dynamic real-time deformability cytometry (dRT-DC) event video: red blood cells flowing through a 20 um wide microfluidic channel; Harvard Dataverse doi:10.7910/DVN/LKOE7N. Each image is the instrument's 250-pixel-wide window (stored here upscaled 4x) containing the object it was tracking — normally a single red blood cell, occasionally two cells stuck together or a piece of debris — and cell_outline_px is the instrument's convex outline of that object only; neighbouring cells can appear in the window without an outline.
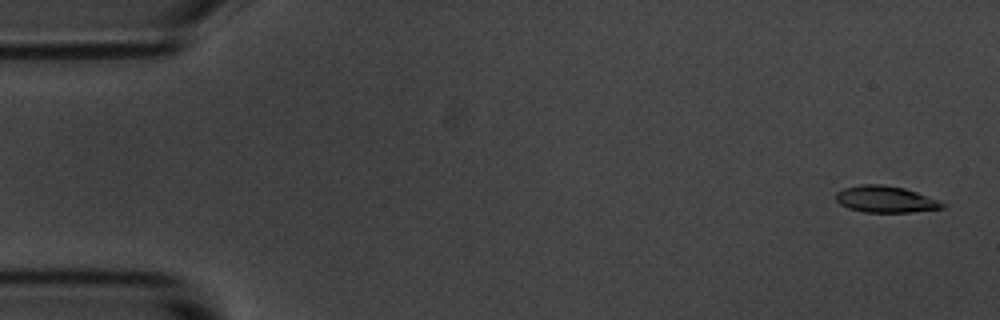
{"species": "common noctule bat (a hibernating species)", "species_latin": "Nyctalus noctula", "temperature_condition": "room temperature", "stored_images_in_passage": 5, "camera_frame_rate_fps": 3000, "um_per_image_px": 0.085, "animal": {"sex": "male", "body_mass_g": 20.1, "forearm_length_mm": 53.5}, "frame": {"image": 1, "passage_image": 1, "time_ms": 0.0, "image_size_px": [1000, 320], "cell_outline_px": [[948, 204], [944, 208], [912, 212], [864, 212], [848, 208], [840, 204], [836, 200], [836, 192], [844, 188], [860, 184], [884, 184], [904, 188], [940, 200]], "centroid_in_image_um": [75.3, 16.93], "position_along_channel_um": 9.7, "area_um2": 16.65}}
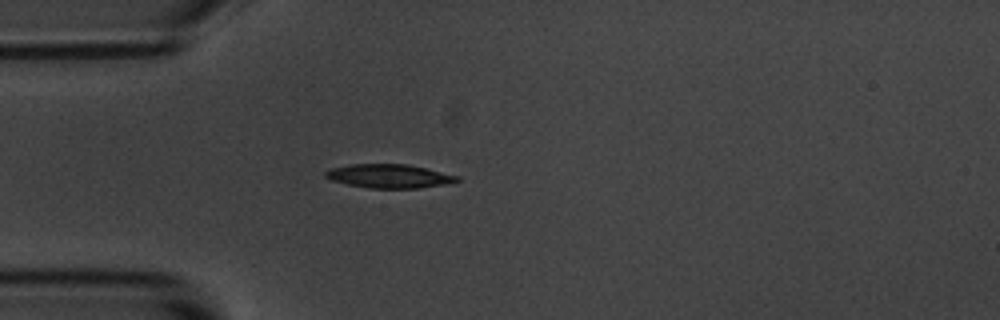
{"frame": {"image": 2, "passage_image": 5, "time_ms": 1.333, "image_size_px": [1000, 320], "cell_outline_px": [[460, 180], [444, 184], [416, 188], [372, 188], [348, 184], [332, 180], [324, 176], [324, 172], [332, 168], [352, 164], [408, 164], [460, 176]], "centroid_in_image_um": [33.09, 14.96], "position_along_channel_um": 51.9, "area_um2": 17.98}}